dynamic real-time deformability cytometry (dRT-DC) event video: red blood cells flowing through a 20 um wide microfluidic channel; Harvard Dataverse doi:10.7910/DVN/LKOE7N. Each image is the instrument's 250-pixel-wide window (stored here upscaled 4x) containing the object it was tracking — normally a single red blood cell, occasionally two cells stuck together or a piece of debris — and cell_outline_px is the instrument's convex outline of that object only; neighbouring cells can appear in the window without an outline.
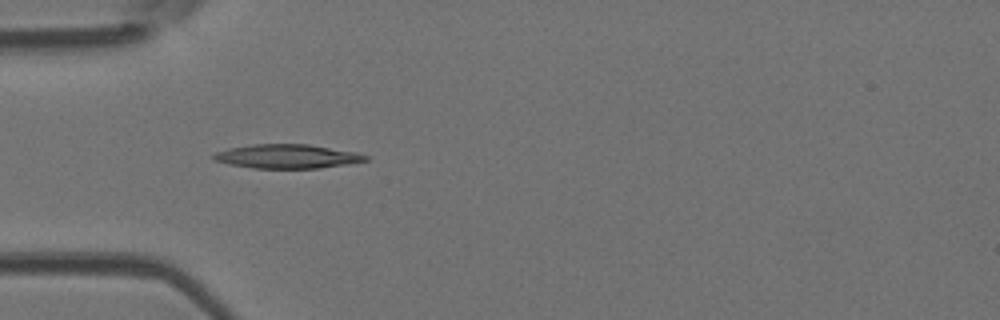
{"species": "Egyptian fruit bat (a non-hibernating species)", "species_latin": "Rousettus aegyptiacus", "temperature_condition": "room temperature", "stored_images_in_passage": 7, "camera_frame_rate_fps": 3000, "um_per_image_px": 0.085, "animal": {"sex": "female"}, "frame": {"image": 1, "passage_image": 5, "time_ms": 1.333, "image_size_px": [1000, 320], "cell_outline_px": [[368, 160], [348, 164], [320, 168], [252, 168], [228, 164], [216, 160], [212, 156], [216, 152], [228, 148], [252, 144], [308, 144], [356, 152], [368, 156]], "centroid_in_image_um": [24.41, 13.29], "position_along_channel_um": 60.6, "area_um2": 21.21}}
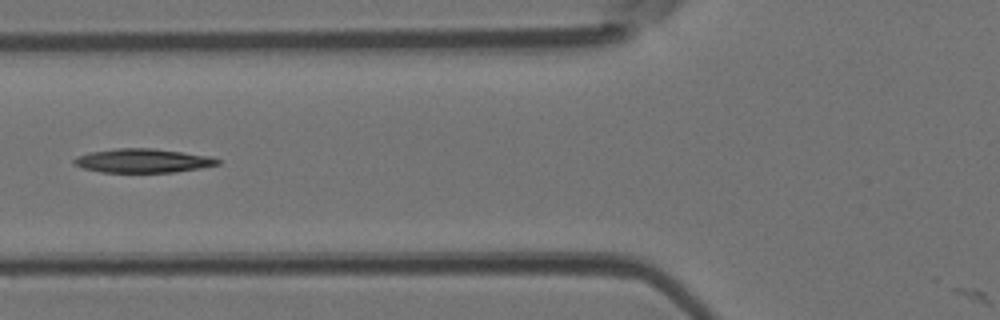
{"frame": {"image": 2, "passage_image": 6, "time_ms": 1.667, "image_size_px": [1000, 320], "cell_outline_px": [[220, 164], [200, 168], [176, 172], [100, 172], [84, 168], [72, 164], [72, 160], [76, 156], [88, 152], [116, 148], [152, 148], [212, 156], [220, 160]], "centroid_in_image_um": [12.12, 13.65], "position_along_channel_um": 113.7, "area_um2": 20.17}}
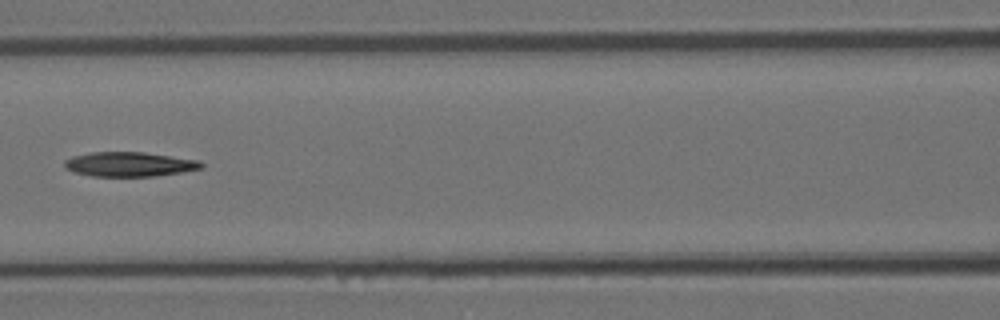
{"frame": {"image": 3, "passage_image": 7, "time_ms": 2.0, "image_size_px": [1000, 320], "cell_outline_px": [[204, 168], [156, 176], [92, 176], [72, 172], [64, 168], [64, 160], [72, 156], [92, 152], [144, 152], [200, 160], [204, 164]], "centroid_in_image_um": [10.99, 13.96], "position_along_channel_um": 155.6, "area_um2": 19.71}}